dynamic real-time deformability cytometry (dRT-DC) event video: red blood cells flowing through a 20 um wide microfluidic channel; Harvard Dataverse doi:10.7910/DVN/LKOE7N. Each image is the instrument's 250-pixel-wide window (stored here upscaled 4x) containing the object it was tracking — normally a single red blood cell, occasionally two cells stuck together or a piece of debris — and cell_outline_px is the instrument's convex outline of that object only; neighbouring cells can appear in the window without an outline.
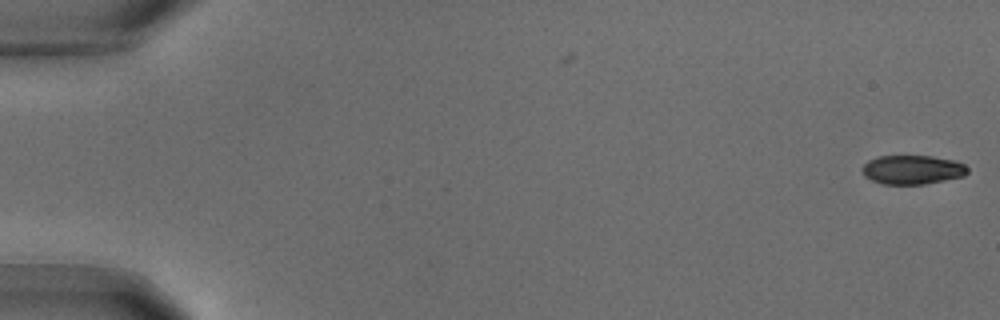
{"species": "common noctule bat (a hibernating species)", "species_latin": "Nyctalus noctula", "temperature_condition": "warm", "stored_images_in_passage": 88, "camera_frame_rate_fps": 3000, "um_per_image_px": 0.085, "animal": {"sex": "male", "body_mass_g": 18.8}, "frame": {"image": 1, "passage_image": 1, "time_ms": 0.0, "image_size_px": [1000, 320], "cell_outline_px": [[968, 172], [964, 176], [924, 184], [884, 184], [872, 180], [864, 176], [864, 164], [868, 160], [876, 156], [932, 156], [956, 160], [964, 164], [968, 168]], "centroid_in_image_um": [77.58, 14.41], "position_along_channel_um": 7.4, "area_um2": 17.8}}
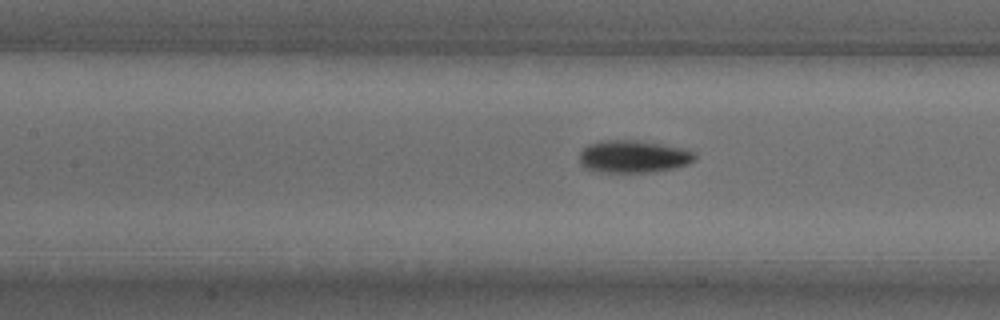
{"frame": {"image": 2, "passage_image": 41, "time_ms": 13.333, "image_size_px": [1000, 320], "cell_outline_px": [[696, 160], [688, 164], [676, 168], [652, 172], [600, 172], [584, 168], [580, 164], [580, 152], [588, 144], [604, 140], [640, 140], [688, 148], [696, 152]], "centroid_in_image_um": [53.9, 13.3], "position_along_channel_um": 153.5, "area_um2": 22.31}}
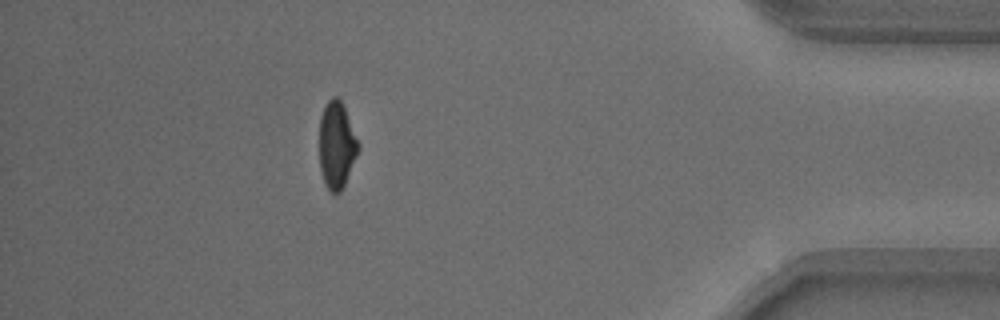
{"frame": {"image": 3, "passage_image": 79, "time_ms": 26.0, "image_size_px": [1000, 320], "cell_outline_px": [[360, 148], [344, 184], [340, 192], [332, 192], [324, 184], [320, 172], [320, 116], [328, 100], [332, 96], [336, 96], [340, 100], [344, 108], [360, 144]], "centroid_in_image_um": [28.61, 12.33], "position_along_channel_um": 406.6, "area_um2": 19.48}}